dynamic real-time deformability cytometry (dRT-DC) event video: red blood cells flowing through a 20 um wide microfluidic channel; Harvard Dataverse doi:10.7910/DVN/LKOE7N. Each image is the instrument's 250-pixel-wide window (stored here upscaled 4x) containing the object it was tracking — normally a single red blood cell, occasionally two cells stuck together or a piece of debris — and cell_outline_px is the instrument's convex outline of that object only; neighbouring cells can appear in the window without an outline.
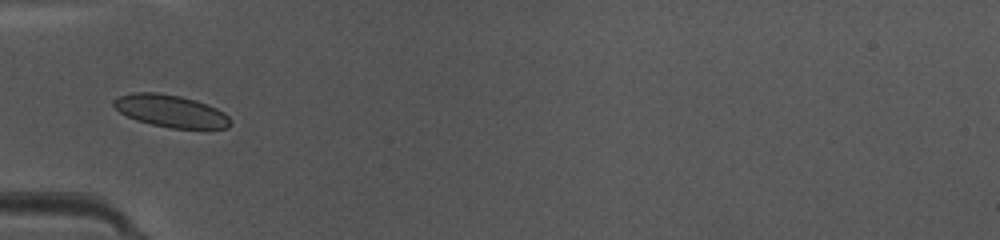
{"species": "common noctule bat (a hibernating species)", "species_latin": "Nyctalus noctula", "temperature_condition": "warm", "stored_images_in_passage": 33, "camera_frame_rate_fps": 3000, "um_per_image_px": 0.085, "animal": {"sex": "female", "body_mass_g": 10.0, "forearm_length_mm": 53.1}, "frame": {"image": 1, "passage_image": 1, "time_ms": 0.0, "image_size_px": [1000, 240], "cell_outline_px": [[232, 120], [228, 128], [168, 128], [136, 120], [120, 112], [112, 104], [112, 100], [120, 96], [132, 92], [156, 92], [180, 96], [196, 100], [208, 104], [224, 112]], "centroid_in_image_um": [14.52, 9.43], "position_along_channel_um": 70.5, "area_um2": 21.96}}
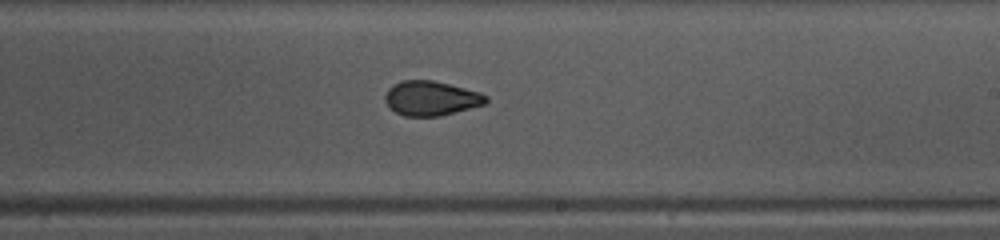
{"frame": {"image": 2, "passage_image": 14, "time_ms": 4.333, "image_size_px": [1000, 240], "cell_outline_px": [[488, 100], [484, 104], [440, 116], [404, 116], [396, 112], [384, 100], [384, 96], [388, 88], [392, 84], [400, 80], [432, 80], [480, 92], [488, 96]], "centroid_in_image_um": [36.62, 8.34], "position_along_channel_um": 252.4, "area_um2": 20.23}}
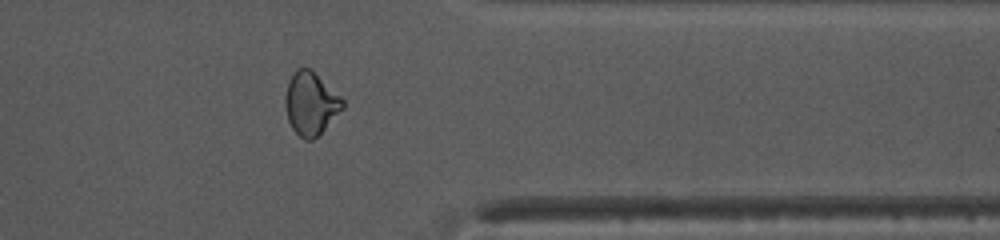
{"frame": {"image": 3, "passage_image": 24, "time_ms": 7.667, "image_size_px": [1000, 240], "cell_outline_px": [[344, 108], [312, 140], [304, 140], [292, 128], [288, 120], [284, 104], [284, 100], [288, 80], [296, 68], [312, 68], [344, 100]], "centroid_in_image_um": [26.39, 8.76], "position_along_channel_um": 385.0, "area_um2": 21.04}, "authors_computed_cell_mechanics": {"area_um2": 20.8658, "velocity_mm_per_s": 4.1732, "shape_relaxation_time_tau1_ms": 7.4971, "shape_relaxation_time_tau2_ms": 1.2984, "deformation_change_tau1": 0.1683, "deformation_change_tau2": 0.0514}}